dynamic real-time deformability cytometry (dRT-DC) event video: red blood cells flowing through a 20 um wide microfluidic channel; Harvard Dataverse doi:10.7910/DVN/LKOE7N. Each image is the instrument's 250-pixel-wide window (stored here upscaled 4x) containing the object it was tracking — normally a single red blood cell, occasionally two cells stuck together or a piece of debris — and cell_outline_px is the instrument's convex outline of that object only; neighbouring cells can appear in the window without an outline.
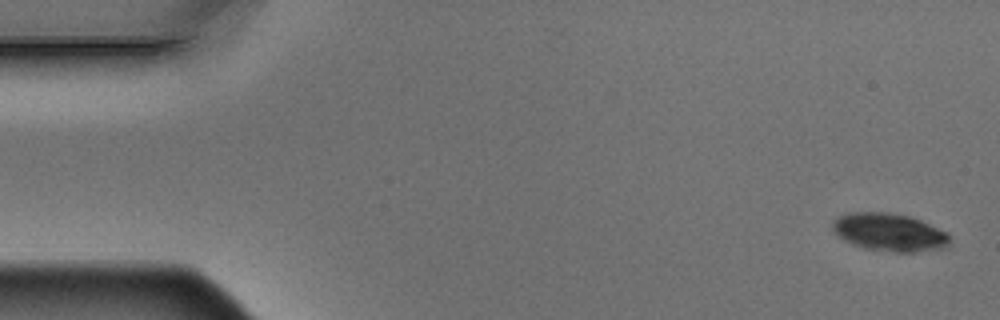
{"species": "Egyptian fruit bat (a non-hibernating species)", "species_latin": "Rousettus aegyptiacus", "temperature_condition": "warm", "stored_images_in_passage": 5, "camera_frame_rate_fps": 3000, "um_per_image_px": 0.085, "animal": {"sex": "male"}, "frame": {"image": 1, "passage_image": 1, "time_ms": 0.0, "image_size_px": [1000, 320], "cell_outline_px": [[948, 240], [940, 248], [916, 252], [892, 252], [864, 248], [852, 244], [844, 240], [832, 228], [832, 220], [836, 216], [848, 212], [892, 212], [912, 216], [948, 232]], "centroid_in_image_um": [75.54, 19.71], "position_along_channel_um": 9.5, "area_um2": 25.89}}
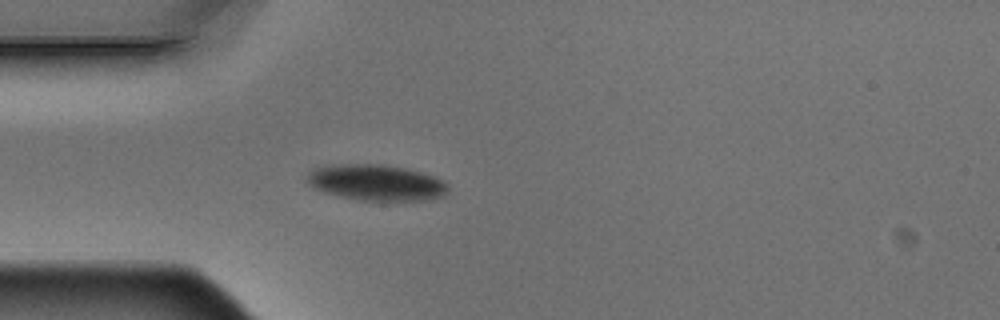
{"frame": {"image": 2, "passage_image": 5, "time_ms": 1.333, "image_size_px": [1000, 320], "cell_outline_px": [[448, 192], [444, 196], [428, 200], [380, 204], [340, 196], [324, 192], [316, 188], [308, 180], [308, 172], [312, 168], [324, 164], [384, 164], [408, 168], [436, 176], [444, 180], [448, 184]], "centroid_in_image_um": [32.06, 15.55], "position_along_channel_um": 52.9, "area_um2": 30.87}}